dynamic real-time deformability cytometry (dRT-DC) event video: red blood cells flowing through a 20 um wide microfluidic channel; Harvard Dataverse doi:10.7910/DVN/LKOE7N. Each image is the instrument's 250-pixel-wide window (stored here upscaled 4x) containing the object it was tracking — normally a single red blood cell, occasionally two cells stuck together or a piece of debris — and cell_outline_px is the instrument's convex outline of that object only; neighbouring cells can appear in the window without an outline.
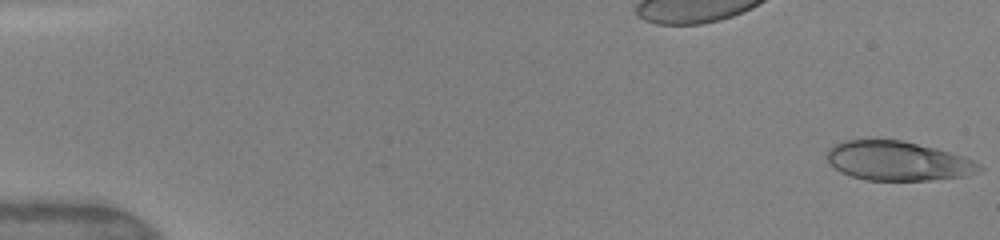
{"species": "human", "species_latin": "Homo sapiens", "temperature_condition": "warm", "stored_images_in_passage": 45, "camera_frame_rate_fps": 3000, "um_per_image_px": 0.085, "donor": {"sex": "female"}, "frame": {"image": 1, "passage_image": 1, "time_ms": 0.0, "image_size_px": [1000, 240], "cell_outline_px": [[984, 172], [968, 176], [928, 180], [864, 180], [840, 172], [828, 160], [828, 148], [844, 140], [900, 140], [936, 148], [964, 156], [980, 164], [984, 168]], "centroid_in_image_um": [76.39, 13.69], "position_along_channel_um": 8.6, "area_um2": 34.91}}
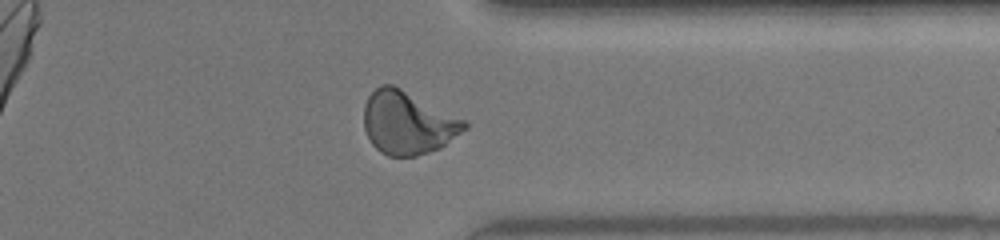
{"frame": {"image": 2, "passage_image": 39, "time_ms": 12.667, "image_size_px": [1000, 240], "cell_outline_px": [[468, 128], [440, 148], [416, 156], [388, 156], [380, 152], [372, 144], [364, 128], [364, 104], [368, 96], [380, 84], [392, 84], [464, 120], [468, 124]], "centroid_in_image_um": [34.63, 10.45], "position_along_channel_um": 376.8, "area_um2": 36.59}}